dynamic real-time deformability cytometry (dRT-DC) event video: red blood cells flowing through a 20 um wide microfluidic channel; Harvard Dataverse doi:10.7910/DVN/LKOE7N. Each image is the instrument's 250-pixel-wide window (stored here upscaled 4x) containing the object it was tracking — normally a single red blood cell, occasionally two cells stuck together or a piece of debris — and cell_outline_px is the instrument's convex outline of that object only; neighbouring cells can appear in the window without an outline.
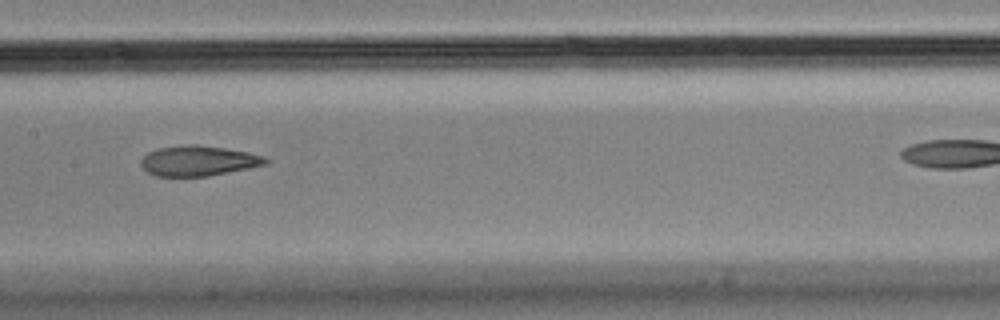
{"species": "Egyptian fruit bat (a non-hibernating species)", "species_latin": "Rousettus aegyptiacus", "temperature_condition": "cold", "stored_images_in_passage": 8, "camera_frame_rate_fps": 3000, "um_per_image_px": 0.085, "animal": {"sex": "male"}, "frame": {"image": 1, "passage_image": 7, "time_ms": 2.0, "image_size_px": [1000, 320], "cell_outline_px": [[272, 160], [268, 164], [208, 176], [156, 176], [148, 172], [140, 164], [140, 160], [148, 152], [156, 148], [192, 144], [196, 144], [224, 148], [248, 152], [264, 156]], "centroid_in_image_um": [16.88, 13.66], "position_along_channel_um": 190.5, "area_um2": 21.96}}